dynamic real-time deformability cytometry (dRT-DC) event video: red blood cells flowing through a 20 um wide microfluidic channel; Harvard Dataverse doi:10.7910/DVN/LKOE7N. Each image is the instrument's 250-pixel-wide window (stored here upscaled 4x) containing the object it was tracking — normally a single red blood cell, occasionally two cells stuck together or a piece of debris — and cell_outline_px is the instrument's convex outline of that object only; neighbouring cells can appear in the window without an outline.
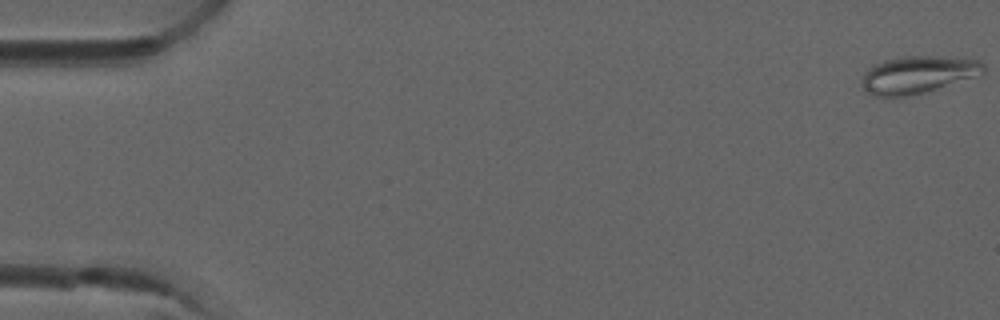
{"species": "common noctule bat (a hibernating species)", "species_latin": "Nyctalus noctula", "temperature_condition": "room temperature", "stored_images_in_passage": 4, "camera_frame_rate_fps": 3000, "um_per_image_px": 0.085, "animal": {"sex": "male", "forearm_length_mm": 52.5}, "frame": {"image": 1, "passage_image": 1, "time_ms": 0.0, "image_size_px": [1000, 320], "cell_outline_px": [[984, 72], [924, 92], [904, 96], [872, 96], [864, 92], [860, 84], [860, 80], [864, 72], [872, 64], [884, 60], [908, 56], [936, 56], [980, 60], [984, 64]], "centroid_in_image_um": [77.89, 6.34], "position_along_channel_um": 7.1, "area_um2": 26.18}}